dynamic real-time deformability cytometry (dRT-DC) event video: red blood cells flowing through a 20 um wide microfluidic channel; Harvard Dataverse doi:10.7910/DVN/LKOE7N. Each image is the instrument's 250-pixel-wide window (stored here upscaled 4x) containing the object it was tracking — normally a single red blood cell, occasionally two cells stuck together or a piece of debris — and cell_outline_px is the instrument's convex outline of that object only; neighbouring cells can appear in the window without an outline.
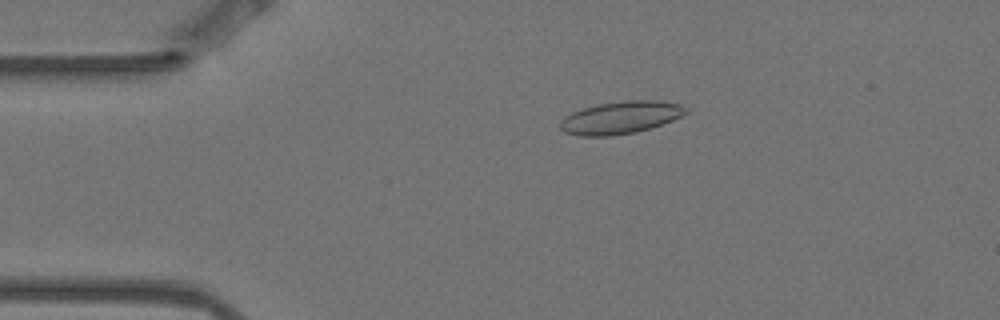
{"species": "Egyptian fruit bat (a non-hibernating species)", "species_latin": "Rousettus aegyptiacus", "temperature_condition": "warm", "stored_images_in_passage": 6, "camera_frame_rate_fps": 3000, "um_per_image_px": 0.085, "animal": {"sex": "female"}, "frame": {"image": 1, "passage_image": 4, "time_ms": 1.0, "image_size_px": [1000, 320], "cell_outline_px": [[688, 112], [672, 120], [652, 128], [636, 132], [612, 136], [580, 136], [564, 132], [560, 128], [560, 120], [572, 112], [584, 108], [600, 104], [624, 100], [660, 100], [680, 104], [688, 108]], "centroid_in_image_um": [52.77, 9.99], "position_along_channel_um": 32.2, "area_um2": 23.87}}